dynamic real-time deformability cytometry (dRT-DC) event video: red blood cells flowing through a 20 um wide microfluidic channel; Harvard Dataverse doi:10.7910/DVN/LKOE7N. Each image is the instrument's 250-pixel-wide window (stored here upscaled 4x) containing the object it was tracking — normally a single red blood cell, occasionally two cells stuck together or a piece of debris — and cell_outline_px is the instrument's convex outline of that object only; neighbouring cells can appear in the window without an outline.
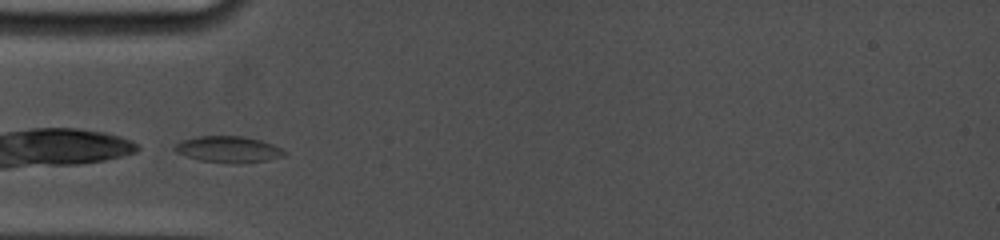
{"species": "common noctule bat (a hibernating species)", "species_latin": "Nyctalus noctula", "temperature_condition": "cold", "stored_images_in_passage": 2, "camera_frame_rate_fps": 5000, "um_per_image_px": 0.085, "animal": {"sex": "female", "body_mass_g": 19.0, "forearm_length_mm": 53.3}, "frame": {"image": 1, "passage_image": 1, "time_ms": 0.0, "image_size_px": [1000, 240], "cell_outline_px": [[288, 152], [284, 156], [264, 160], [200, 160], [176, 152], [172, 148], [176, 144], [184, 140], [196, 136], [244, 136], [260, 140], [272, 144]], "centroid_in_image_um": [19.39, 12.63], "position_along_channel_um": 65.6, "area_um2": 15.72}}
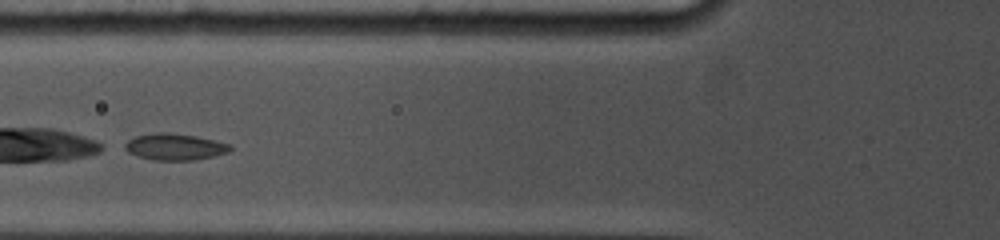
{"frame": {"image": 2, "passage_image": 2, "time_ms": 1.2, "image_size_px": [1000, 240], "cell_outline_px": [[232, 148], [228, 152], [216, 156], [192, 160], [152, 160], [128, 152], [120, 148], [128, 140], [136, 136], [156, 132], [168, 132], [196, 136], [232, 144]], "centroid_in_image_um": [14.85, 12.47], "position_along_channel_um": 111.0, "area_um2": 16.42}}